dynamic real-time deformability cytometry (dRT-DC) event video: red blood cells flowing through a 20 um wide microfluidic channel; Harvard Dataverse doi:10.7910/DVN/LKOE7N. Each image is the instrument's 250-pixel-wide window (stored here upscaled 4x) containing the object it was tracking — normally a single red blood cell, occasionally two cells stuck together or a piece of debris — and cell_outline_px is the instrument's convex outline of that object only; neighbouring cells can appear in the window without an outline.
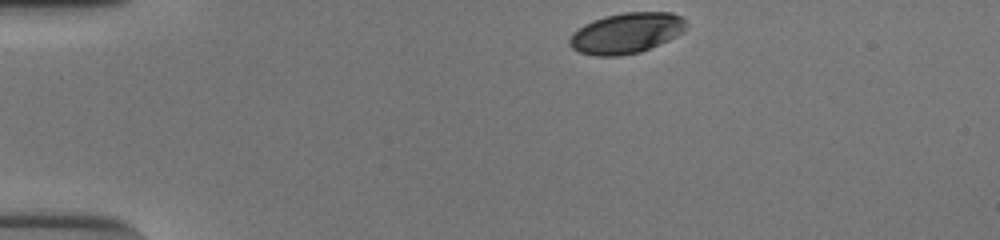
{"species": "human", "species_latin": "Homo sapiens", "temperature_condition": "cold", "stored_images_in_passage": 35, "camera_frame_rate_fps": 3000, "um_per_image_px": 0.085, "donor": {"sex": "male"}, "frame": {"image": 1, "passage_image": 1, "time_ms": 0.0, "image_size_px": [1000, 240], "cell_outline_px": [[684, 32], [660, 44], [640, 52], [620, 56], [596, 56], [580, 52], [572, 48], [568, 44], [568, 40], [572, 32], [584, 24], [592, 20], [604, 16], [624, 12], [672, 12], [680, 16], [684, 20]], "centroid_in_image_um": [53.2, 2.81], "position_along_channel_um": 31.8, "area_um2": 27.69}}
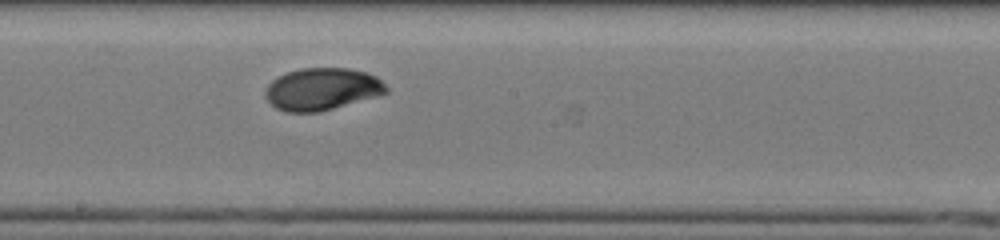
{"frame": {"image": 2, "passage_image": 21, "time_ms": 6.667, "image_size_px": [1000, 240], "cell_outline_px": [[388, 92], [376, 96], [320, 112], [284, 112], [276, 108], [264, 96], [264, 92], [268, 84], [272, 80], [288, 72], [300, 68], [348, 68], [364, 72], [376, 76], [388, 88]], "centroid_in_image_um": [27.35, 7.58], "position_along_channel_um": 220.9, "area_um2": 29.59}}
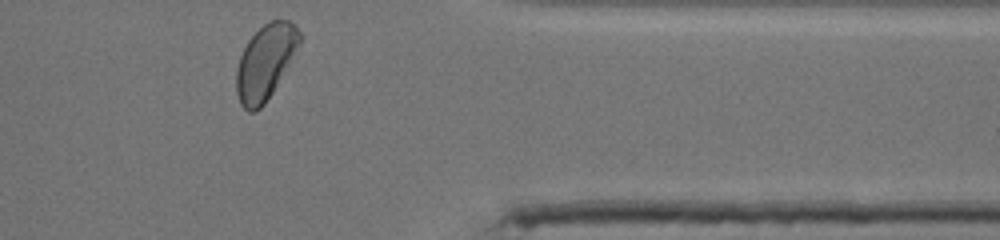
{"frame": {"image": 3, "passage_image": 35, "time_ms": 11.333, "image_size_px": [1000, 240], "cell_outline_px": [[304, 36], [300, 44], [272, 92], [264, 104], [256, 112], [248, 112], [240, 104], [236, 92], [236, 68], [240, 56], [248, 40], [268, 20], [288, 20]], "centroid_in_image_um": [22.54, 5.28], "position_along_channel_um": 388.9, "area_um2": 27.34}, "authors_computed_cell_mechanics": {"area_um2": 28.9, "velocity_mm_per_s": 3.8554, "shape_relaxation_time_tau1_ms": 2.8755, "shape_relaxation_time_tau2_ms": null, "deformation_change_tau1": 0.1528, "deformation_change_tau2": null}}